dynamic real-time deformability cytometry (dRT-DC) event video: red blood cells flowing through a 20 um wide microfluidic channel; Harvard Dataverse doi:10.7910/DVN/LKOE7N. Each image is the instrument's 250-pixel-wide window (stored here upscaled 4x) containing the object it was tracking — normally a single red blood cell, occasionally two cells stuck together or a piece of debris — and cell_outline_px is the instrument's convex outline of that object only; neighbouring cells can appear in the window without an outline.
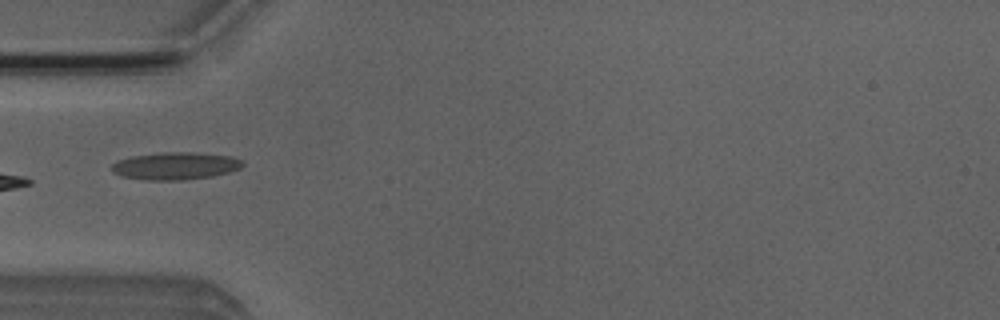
{"species": "Egyptian fruit bat (a non-hibernating species)", "species_latin": "Rousettus aegyptiacus", "temperature_condition": "room temperature", "stored_images_in_passage": 3, "camera_frame_rate_fps": 3000, "um_per_image_px": 0.085, "animal": {"sex": "male"}, "frame": {"image": 1, "passage_image": 2, "time_ms": 1.333, "image_size_px": [1000, 320], "cell_outline_px": [[244, 164], [240, 168], [228, 172], [212, 176], [184, 180], [148, 180], [120, 176], [112, 172], [112, 164], [116, 160], [132, 156], [160, 152], [192, 152], [232, 156], [240, 160]], "centroid_in_image_um": [14.87, 14.1], "position_along_channel_um": 70.1, "area_um2": 20.98}}